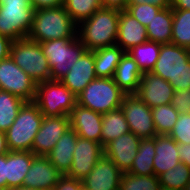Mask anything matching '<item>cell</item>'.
<instances>
[{
	"instance_id": "cell-1",
	"label": "cell",
	"mask_w": 190,
	"mask_h": 190,
	"mask_svg": "<svg viewBox=\"0 0 190 190\" xmlns=\"http://www.w3.org/2000/svg\"><path fill=\"white\" fill-rule=\"evenodd\" d=\"M120 11L101 7L77 25V36L86 50L116 45Z\"/></svg>"
},
{
	"instance_id": "cell-2",
	"label": "cell",
	"mask_w": 190,
	"mask_h": 190,
	"mask_svg": "<svg viewBox=\"0 0 190 190\" xmlns=\"http://www.w3.org/2000/svg\"><path fill=\"white\" fill-rule=\"evenodd\" d=\"M76 35L77 24L62 5L35 10L27 38L42 43L47 40L74 38Z\"/></svg>"
},
{
	"instance_id": "cell-3",
	"label": "cell",
	"mask_w": 190,
	"mask_h": 190,
	"mask_svg": "<svg viewBox=\"0 0 190 190\" xmlns=\"http://www.w3.org/2000/svg\"><path fill=\"white\" fill-rule=\"evenodd\" d=\"M152 74L167 80L175 91L190 89V49L161 44Z\"/></svg>"
},
{
	"instance_id": "cell-4",
	"label": "cell",
	"mask_w": 190,
	"mask_h": 190,
	"mask_svg": "<svg viewBox=\"0 0 190 190\" xmlns=\"http://www.w3.org/2000/svg\"><path fill=\"white\" fill-rule=\"evenodd\" d=\"M43 118L34 102H25L14 123L5 132L9 150L32 152L34 137L41 127Z\"/></svg>"
},
{
	"instance_id": "cell-5",
	"label": "cell",
	"mask_w": 190,
	"mask_h": 190,
	"mask_svg": "<svg viewBox=\"0 0 190 190\" xmlns=\"http://www.w3.org/2000/svg\"><path fill=\"white\" fill-rule=\"evenodd\" d=\"M125 95L113 78H96L76 98L78 105L105 114L119 109Z\"/></svg>"
},
{
	"instance_id": "cell-6",
	"label": "cell",
	"mask_w": 190,
	"mask_h": 190,
	"mask_svg": "<svg viewBox=\"0 0 190 190\" xmlns=\"http://www.w3.org/2000/svg\"><path fill=\"white\" fill-rule=\"evenodd\" d=\"M51 69V80H61L79 57L86 51L78 36L47 40L40 43Z\"/></svg>"
},
{
	"instance_id": "cell-7",
	"label": "cell",
	"mask_w": 190,
	"mask_h": 190,
	"mask_svg": "<svg viewBox=\"0 0 190 190\" xmlns=\"http://www.w3.org/2000/svg\"><path fill=\"white\" fill-rule=\"evenodd\" d=\"M9 56L36 84L51 80L48 59L43 54L39 42L29 38L12 41Z\"/></svg>"
},
{
	"instance_id": "cell-8",
	"label": "cell",
	"mask_w": 190,
	"mask_h": 190,
	"mask_svg": "<svg viewBox=\"0 0 190 190\" xmlns=\"http://www.w3.org/2000/svg\"><path fill=\"white\" fill-rule=\"evenodd\" d=\"M33 102L43 116H69L77 98L60 80H47L37 84Z\"/></svg>"
},
{
	"instance_id": "cell-9",
	"label": "cell",
	"mask_w": 190,
	"mask_h": 190,
	"mask_svg": "<svg viewBox=\"0 0 190 190\" xmlns=\"http://www.w3.org/2000/svg\"><path fill=\"white\" fill-rule=\"evenodd\" d=\"M34 11L30 0H0V34L12 41L27 38Z\"/></svg>"
},
{
	"instance_id": "cell-10",
	"label": "cell",
	"mask_w": 190,
	"mask_h": 190,
	"mask_svg": "<svg viewBox=\"0 0 190 190\" xmlns=\"http://www.w3.org/2000/svg\"><path fill=\"white\" fill-rule=\"evenodd\" d=\"M120 108L133 134L140 139L154 138L157 135L151 108L136 94H126Z\"/></svg>"
},
{
	"instance_id": "cell-11",
	"label": "cell",
	"mask_w": 190,
	"mask_h": 190,
	"mask_svg": "<svg viewBox=\"0 0 190 190\" xmlns=\"http://www.w3.org/2000/svg\"><path fill=\"white\" fill-rule=\"evenodd\" d=\"M37 84L9 56L0 61V90L20 97L25 102L35 99Z\"/></svg>"
},
{
	"instance_id": "cell-12",
	"label": "cell",
	"mask_w": 190,
	"mask_h": 190,
	"mask_svg": "<svg viewBox=\"0 0 190 190\" xmlns=\"http://www.w3.org/2000/svg\"><path fill=\"white\" fill-rule=\"evenodd\" d=\"M69 128V116H44L41 127L34 137L32 153L36 156H47Z\"/></svg>"
},
{
	"instance_id": "cell-13",
	"label": "cell",
	"mask_w": 190,
	"mask_h": 190,
	"mask_svg": "<svg viewBox=\"0 0 190 190\" xmlns=\"http://www.w3.org/2000/svg\"><path fill=\"white\" fill-rule=\"evenodd\" d=\"M103 154L104 149L100 143L78 136L72 164L65 175L83 180L89 175L90 171Z\"/></svg>"
},
{
	"instance_id": "cell-14",
	"label": "cell",
	"mask_w": 190,
	"mask_h": 190,
	"mask_svg": "<svg viewBox=\"0 0 190 190\" xmlns=\"http://www.w3.org/2000/svg\"><path fill=\"white\" fill-rule=\"evenodd\" d=\"M174 92V88L167 80L151 72H144L135 94L150 108H153L170 104Z\"/></svg>"
},
{
	"instance_id": "cell-15",
	"label": "cell",
	"mask_w": 190,
	"mask_h": 190,
	"mask_svg": "<svg viewBox=\"0 0 190 190\" xmlns=\"http://www.w3.org/2000/svg\"><path fill=\"white\" fill-rule=\"evenodd\" d=\"M122 174L117 165L103 154L82 183L89 190H119Z\"/></svg>"
},
{
	"instance_id": "cell-16",
	"label": "cell",
	"mask_w": 190,
	"mask_h": 190,
	"mask_svg": "<svg viewBox=\"0 0 190 190\" xmlns=\"http://www.w3.org/2000/svg\"><path fill=\"white\" fill-rule=\"evenodd\" d=\"M141 139L131 131L107 143L104 155L117 165L122 172H127L137 155Z\"/></svg>"
},
{
	"instance_id": "cell-17",
	"label": "cell",
	"mask_w": 190,
	"mask_h": 190,
	"mask_svg": "<svg viewBox=\"0 0 190 190\" xmlns=\"http://www.w3.org/2000/svg\"><path fill=\"white\" fill-rule=\"evenodd\" d=\"M63 174L46 156H35L23 180V186L38 190H53Z\"/></svg>"
},
{
	"instance_id": "cell-18",
	"label": "cell",
	"mask_w": 190,
	"mask_h": 190,
	"mask_svg": "<svg viewBox=\"0 0 190 190\" xmlns=\"http://www.w3.org/2000/svg\"><path fill=\"white\" fill-rule=\"evenodd\" d=\"M102 119L103 114L94 112L78 104L75 105L69 114L70 128L73 129L79 137L100 144Z\"/></svg>"
},
{
	"instance_id": "cell-19",
	"label": "cell",
	"mask_w": 190,
	"mask_h": 190,
	"mask_svg": "<svg viewBox=\"0 0 190 190\" xmlns=\"http://www.w3.org/2000/svg\"><path fill=\"white\" fill-rule=\"evenodd\" d=\"M96 78L94 51L86 50L60 81L77 96Z\"/></svg>"
},
{
	"instance_id": "cell-20",
	"label": "cell",
	"mask_w": 190,
	"mask_h": 190,
	"mask_svg": "<svg viewBox=\"0 0 190 190\" xmlns=\"http://www.w3.org/2000/svg\"><path fill=\"white\" fill-rule=\"evenodd\" d=\"M148 40L147 30L126 10L120 11L116 45L128 52Z\"/></svg>"
},
{
	"instance_id": "cell-21",
	"label": "cell",
	"mask_w": 190,
	"mask_h": 190,
	"mask_svg": "<svg viewBox=\"0 0 190 190\" xmlns=\"http://www.w3.org/2000/svg\"><path fill=\"white\" fill-rule=\"evenodd\" d=\"M155 157L153 160L154 175L173 168L180 162L178 154V143L169 135H156L155 137Z\"/></svg>"
},
{
	"instance_id": "cell-22",
	"label": "cell",
	"mask_w": 190,
	"mask_h": 190,
	"mask_svg": "<svg viewBox=\"0 0 190 190\" xmlns=\"http://www.w3.org/2000/svg\"><path fill=\"white\" fill-rule=\"evenodd\" d=\"M142 72L128 52H125L118 63L113 79L126 94H135L138 90Z\"/></svg>"
},
{
	"instance_id": "cell-23",
	"label": "cell",
	"mask_w": 190,
	"mask_h": 190,
	"mask_svg": "<svg viewBox=\"0 0 190 190\" xmlns=\"http://www.w3.org/2000/svg\"><path fill=\"white\" fill-rule=\"evenodd\" d=\"M77 138V133L69 128L46 156L63 175H65L71 167Z\"/></svg>"
},
{
	"instance_id": "cell-24",
	"label": "cell",
	"mask_w": 190,
	"mask_h": 190,
	"mask_svg": "<svg viewBox=\"0 0 190 190\" xmlns=\"http://www.w3.org/2000/svg\"><path fill=\"white\" fill-rule=\"evenodd\" d=\"M34 155L28 151H9L6 154V179L8 188L23 186V180L30 169Z\"/></svg>"
},
{
	"instance_id": "cell-25",
	"label": "cell",
	"mask_w": 190,
	"mask_h": 190,
	"mask_svg": "<svg viewBox=\"0 0 190 190\" xmlns=\"http://www.w3.org/2000/svg\"><path fill=\"white\" fill-rule=\"evenodd\" d=\"M93 51L96 77L113 78L116 67L125 51L118 45L98 48Z\"/></svg>"
},
{
	"instance_id": "cell-26",
	"label": "cell",
	"mask_w": 190,
	"mask_h": 190,
	"mask_svg": "<svg viewBox=\"0 0 190 190\" xmlns=\"http://www.w3.org/2000/svg\"><path fill=\"white\" fill-rule=\"evenodd\" d=\"M173 9H161L146 27L148 40L159 43H171Z\"/></svg>"
},
{
	"instance_id": "cell-27",
	"label": "cell",
	"mask_w": 190,
	"mask_h": 190,
	"mask_svg": "<svg viewBox=\"0 0 190 190\" xmlns=\"http://www.w3.org/2000/svg\"><path fill=\"white\" fill-rule=\"evenodd\" d=\"M128 123L121 108L103 114L101 129V145L104 147L110 141L129 132Z\"/></svg>"
},
{
	"instance_id": "cell-28",
	"label": "cell",
	"mask_w": 190,
	"mask_h": 190,
	"mask_svg": "<svg viewBox=\"0 0 190 190\" xmlns=\"http://www.w3.org/2000/svg\"><path fill=\"white\" fill-rule=\"evenodd\" d=\"M155 138L141 139L137 155L127 171L134 175H154Z\"/></svg>"
},
{
	"instance_id": "cell-29",
	"label": "cell",
	"mask_w": 190,
	"mask_h": 190,
	"mask_svg": "<svg viewBox=\"0 0 190 190\" xmlns=\"http://www.w3.org/2000/svg\"><path fill=\"white\" fill-rule=\"evenodd\" d=\"M161 44L147 40L128 51L142 73L151 72L160 52Z\"/></svg>"
},
{
	"instance_id": "cell-30",
	"label": "cell",
	"mask_w": 190,
	"mask_h": 190,
	"mask_svg": "<svg viewBox=\"0 0 190 190\" xmlns=\"http://www.w3.org/2000/svg\"><path fill=\"white\" fill-rule=\"evenodd\" d=\"M25 101L7 91L0 90V132H6L14 123Z\"/></svg>"
},
{
	"instance_id": "cell-31",
	"label": "cell",
	"mask_w": 190,
	"mask_h": 190,
	"mask_svg": "<svg viewBox=\"0 0 190 190\" xmlns=\"http://www.w3.org/2000/svg\"><path fill=\"white\" fill-rule=\"evenodd\" d=\"M171 43L190 49V10L173 9Z\"/></svg>"
},
{
	"instance_id": "cell-32",
	"label": "cell",
	"mask_w": 190,
	"mask_h": 190,
	"mask_svg": "<svg viewBox=\"0 0 190 190\" xmlns=\"http://www.w3.org/2000/svg\"><path fill=\"white\" fill-rule=\"evenodd\" d=\"M157 135H169L179 118L178 111L172 104H164L151 108Z\"/></svg>"
},
{
	"instance_id": "cell-33",
	"label": "cell",
	"mask_w": 190,
	"mask_h": 190,
	"mask_svg": "<svg viewBox=\"0 0 190 190\" xmlns=\"http://www.w3.org/2000/svg\"><path fill=\"white\" fill-rule=\"evenodd\" d=\"M161 187L184 190L190 182V168L179 162L176 166L158 176Z\"/></svg>"
},
{
	"instance_id": "cell-34",
	"label": "cell",
	"mask_w": 190,
	"mask_h": 190,
	"mask_svg": "<svg viewBox=\"0 0 190 190\" xmlns=\"http://www.w3.org/2000/svg\"><path fill=\"white\" fill-rule=\"evenodd\" d=\"M159 178L155 175H134L123 172L119 190H160Z\"/></svg>"
},
{
	"instance_id": "cell-35",
	"label": "cell",
	"mask_w": 190,
	"mask_h": 190,
	"mask_svg": "<svg viewBox=\"0 0 190 190\" xmlns=\"http://www.w3.org/2000/svg\"><path fill=\"white\" fill-rule=\"evenodd\" d=\"M63 6L77 25L102 7L97 0H64Z\"/></svg>"
},
{
	"instance_id": "cell-36",
	"label": "cell",
	"mask_w": 190,
	"mask_h": 190,
	"mask_svg": "<svg viewBox=\"0 0 190 190\" xmlns=\"http://www.w3.org/2000/svg\"><path fill=\"white\" fill-rule=\"evenodd\" d=\"M162 8L150 4H136L129 5L126 11L130 13L134 18L138 20L142 25L147 27L149 23L153 20L154 16Z\"/></svg>"
},
{
	"instance_id": "cell-37",
	"label": "cell",
	"mask_w": 190,
	"mask_h": 190,
	"mask_svg": "<svg viewBox=\"0 0 190 190\" xmlns=\"http://www.w3.org/2000/svg\"><path fill=\"white\" fill-rule=\"evenodd\" d=\"M169 136L178 144H190V113L179 115Z\"/></svg>"
},
{
	"instance_id": "cell-38",
	"label": "cell",
	"mask_w": 190,
	"mask_h": 190,
	"mask_svg": "<svg viewBox=\"0 0 190 190\" xmlns=\"http://www.w3.org/2000/svg\"><path fill=\"white\" fill-rule=\"evenodd\" d=\"M171 104L179 114L190 113V89L175 91Z\"/></svg>"
},
{
	"instance_id": "cell-39",
	"label": "cell",
	"mask_w": 190,
	"mask_h": 190,
	"mask_svg": "<svg viewBox=\"0 0 190 190\" xmlns=\"http://www.w3.org/2000/svg\"><path fill=\"white\" fill-rule=\"evenodd\" d=\"M82 180L62 175L53 190H82Z\"/></svg>"
},
{
	"instance_id": "cell-40",
	"label": "cell",
	"mask_w": 190,
	"mask_h": 190,
	"mask_svg": "<svg viewBox=\"0 0 190 190\" xmlns=\"http://www.w3.org/2000/svg\"><path fill=\"white\" fill-rule=\"evenodd\" d=\"M34 10L42 8H56L64 4V0H30Z\"/></svg>"
},
{
	"instance_id": "cell-41",
	"label": "cell",
	"mask_w": 190,
	"mask_h": 190,
	"mask_svg": "<svg viewBox=\"0 0 190 190\" xmlns=\"http://www.w3.org/2000/svg\"><path fill=\"white\" fill-rule=\"evenodd\" d=\"M144 3L158 6L162 9L171 7V0H127V7L129 5L144 4Z\"/></svg>"
},
{
	"instance_id": "cell-42",
	"label": "cell",
	"mask_w": 190,
	"mask_h": 190,
	"mask_svg": "<svg viewBox=\"0 0 190 190\" xmlns=\"http://www.w3.org/2000/svg\"><path fill=\"white\" fill-rule=\"evenodd\" d=\"M11 44L10 38L0 34V61L9 57Z\"/></svg>"
},
{
	"instance_id": "cell-43",
	"label": "cell",
	"mask_w": 190,
	"mask_h": 190,
	"mask_svg": "<svg viewBox=\"0 0 190 190\" xmlns=\"http://www.w3.org/2000/svg\"><path fill=\"white\" fill-rule=\"evenodd\" d=\"M178 154L180 162L186 164L190 168V144H178Z\"/></svg>"
},
{
	"instance_id": "cell-44",
	"label": "cell",
	"mask_w": 190,
	"mask_h": 190,
	"mask_svg": "<svg viewBox=\"0 0 190 190\" xmlns=\"http://www.w3.org/2000/svg\"><path fill=\"white\" fill-rule=\"evenodd\" d=\"M104 8L116 9L119 11L126 10L127 0H104Z\"/></svg>"
},
{
	"instance_id": "cell-45",
	"label": "cell",
	"mask_w": 190,
	"mask_h": 190,
	"mask_svg": "<svg viewBox=\"0 0 190 190\" xmlns=\"http://www.w3.org/2000/svg\"><path fill=\"white\" fill-rule=\"evenodd\" d=\"M7 187L6 155L0 156V189Z\"/></svg>"
},
{
	"instance_id": "cell-46",
	"label": "cell",
	"mask_w": 190,
	"mask_h": 190,
	"mask_svg": "<svg viewBox=\"0 0 190 190\" xmlns=\"http://www.w3.org/2000/svg\"><path fill=\"white\" fill-rule=\"evenodd\" d=\"M171 8L190 10V0H171Z\"/></svg>"
},
{
	"instance_id": "cell-47",
	"label": "cell",
	"mask_w": 190,
	"mask_h": 190,
	"mask_svg": "<svg viewBox=\"0 0 190 190\" xmlns=\"http://www.w3.org/2000/svg\"><path fill=\"white\" fill-rule=\"evenodd\" d=\"M9 151L6 134L4 132H0V156L6 155Z\"/></svg>"
},
{
	"instance_id": "cell-48",
	"label": "cell",
	"mask_w": 190,
	"mask_h": 190,
	"mask_svg": "<svg viewBox=\"0 0 190 190\" xmlns=\"http://www.w3.org/2000/svg\"><path fill=\"white\" fill-rule=\"evenodd\" d=\"M13 190H38V189L29 188V187H25V186H20L18 188H13Z\"/></svg>"
},
{
	"instance_id": "cell-49",
	"label": "cell",
	"mask_w": 190,
	"mask_h": 190,
	"mask_svg": "<svg viewBox=\"0 0 190 190\" xmlns=\"http://www.w3.org/2000/svg\"><path fill=\"white\" fill-rule=\"evenodd\" d=\"M98 1V3L102 6V7H104V0H97Z\"/></svg>"
},
{
	"instance_id": "cell-50",
	"label": "cell",
	"mask_w": 190,
	"mask_h": 190,
	"mask_svg": "<svg viewBox=\"0 0 190 190\" xmlns=\"http://www.w3.org/2000/svg\"><path fill=\"white\" fill-rule=\"evenodd\" d=\"M184 190H190V182L188 183V185L185 187Z\"/></svg>"
},
{
	"instance_id": "cell-51",
	"label": "cell",
	"mask_w": 190,
	"mask_h": 190,
	"mask_svg": "<svg viewBox=\"0 0 190 190\" xmlns=\"http://www.w3.org/2000/svg\"><path fill=\"white\" fill-rule=\"evenodd\" d=\"M0 190H13V188L6 187V188H1Z\"/></svg>"
},
{
	"instance_id": "cell-52",
	"label": "cell",
	"mask_w": 190,
	"mask_h": 190,
	"mask_svg": "<svg viewBox=\"0 0 190 190\" xmlns=\"http://www.w3.org/2000/svg\"><path fill=\"white\" fill-rule=\"evenodd\" d=\"M160 190H173V189H167V188L161 187Z\"/></svg>"
},
{
	"instance_id": "cell-53",
	"label": "cell",
	"mask_w": 190,
	"mask_h": 190,
	"mask_svg": "<svg viewBox=\"0 0 190 190\" xmlns=\"http://www.w3.org/2000/svg\"><path fill=\"white\" fill-rule=\"evenodd\" d=\"M82 190H89V189H87V188H85L84 186L82 187Z\"/></svg>"
}]
</instances>
